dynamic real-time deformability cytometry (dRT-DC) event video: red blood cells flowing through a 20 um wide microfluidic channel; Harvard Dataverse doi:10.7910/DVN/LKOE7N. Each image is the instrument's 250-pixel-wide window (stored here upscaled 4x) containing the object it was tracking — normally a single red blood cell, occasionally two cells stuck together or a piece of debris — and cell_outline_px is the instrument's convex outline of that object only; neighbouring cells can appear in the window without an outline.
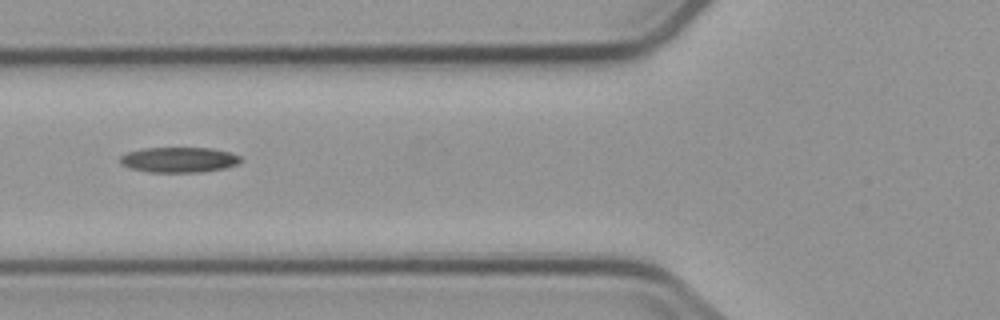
{"species": "common noctule bat (a hibernating species)", "species_latin": "Nyctalus noctula", "temperature_condition": "cold", "stored_images_in_passage": 8, "camera_frame_rate_fps": 3000, "um_per_image_px": 0.085, "animal": {"sex": "male", "body_mass_g": 23.1, "forearm_length_mm": 52.7}, "frame": {"image": 1, "passage_image": 7, "time_ms": 6.667, "image_size_px": [1000, 320], "cell_outline_px": [[244, 160], [236, 164], [224, 168], [200, 172], [148, 172], [128, 168], [120, 164], [120, 156], [128, 152], [144, 148], [212, 148], [228, 152], [240, 156]], "centroid_in_image_um": [15.19, 13.58], "position_along_channel_um": 110.6, "area_um2": 17.8}}
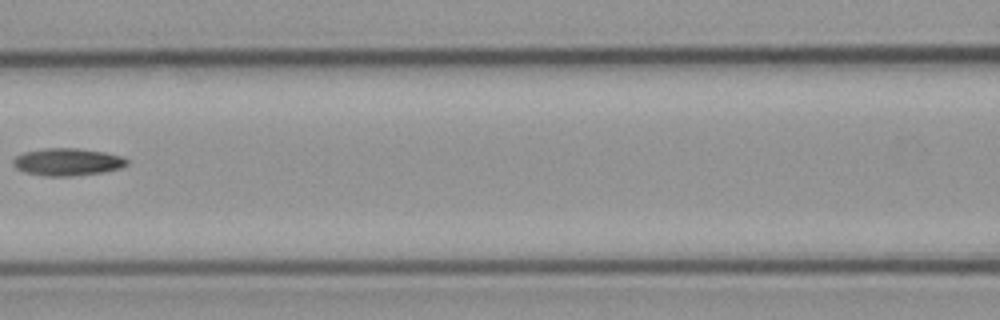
{"frame": {"image": 2, "passage_image": 8, "time_ms": 8.0, "image_size_px": [1000, 320], "cell_outline_px": [[128, 164], [120, 168], [104, 172], [72, 176], [48, 176], [28, 172], [16, 168], [12, 164], [12, 160], [16, 156], [24, 152], [44, 148], [76, 148], [104, 152], [120, 156], [128, 160]], "centroid_in_image_um": [5.73, 13.76], "position_along_channel_um": 160.9, "area_um2": 18.03}}